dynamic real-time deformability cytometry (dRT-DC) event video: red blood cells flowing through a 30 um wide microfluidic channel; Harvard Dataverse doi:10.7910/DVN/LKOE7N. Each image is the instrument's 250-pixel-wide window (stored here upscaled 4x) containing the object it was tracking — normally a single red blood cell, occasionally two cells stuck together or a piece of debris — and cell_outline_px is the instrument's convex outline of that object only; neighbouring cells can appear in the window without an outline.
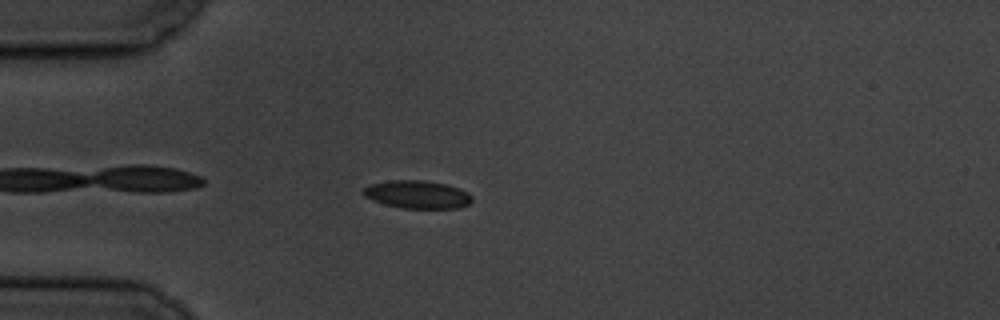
{"species": "common noctule bat (a hibernating species)", "species_latin": "Nyctalus noctula", "temperature_condition": "cold", "stored_images_in_passage": 43, "camera_frame_rate_fps": 3000, "um_per_image_px": 0.085, "animal": {"sex": "male", "body_mass_g": 19.5, "forearm_length_mm": 54.6}, "frame": {"image": 1, "passage_image": 4, "time_ms": 1.0, "image_size_px": [1000, 320], "cell_outline_px": [[472, 200], [468, 204], [456, 208], [404, 208], [384, 204], [372, 200], [364, 196], [364, 188], [372, 184], [388, 180], [424, 180], [448, 184], [460, 188], [468, 192], [472, 196]], "centroid_in_image_um": [35.5, 16.52], "position_along_channel_um": 49.5, "area_um2": 17.69}}
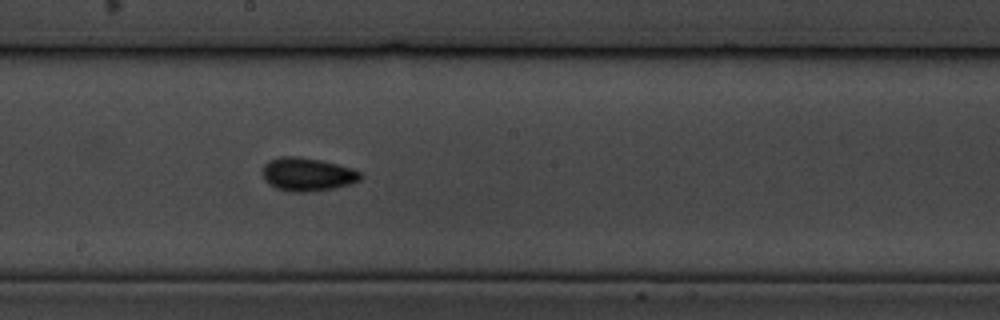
{"frame": {"image": 2, "passage_image": 20, "time_ms": 6.333, "image_size_px": [1000, 320], "cell_outline_px": [[364, 176], [360, 180], [348, 184], [332, 188], [308, 192], [288, 192], [276, 188], [268, 184], [264, 180], [264, 164], [268, 160], [280, 156], [296, 156], [320, 160], [352, 168], [360, 172]], "centroid_in_image_um": [26.11, 14.82], "position_along_channel_um": 222.1, "area_um2": 19.02}}
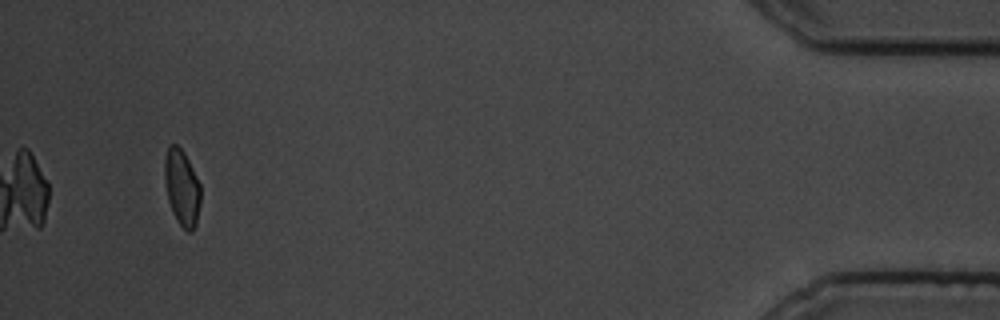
{"frame": {"image": 3, "passage_image": 43, "time_ms": 14.0, "image_size_px": [1000, 320], "cell_outline_px": [[200, 204], [196, 224], [192, 232], [188, 232], [180, 224], [172, 212], [168, 200], [164, 180], [164, 160], [168, 144], [176, 144], [184, 152], [200, 184]], "centroid_in_image_um": [15.44, 15.93], "position_along_channel_um": 419.8, "area_um2": 16.01}, "authors_computed_cell_mechanics": {"area_um2": 17.4556, "velocity_mm_per_s": 3.5034, "shape_relaxation_time_tau1_ms": 3.1733, "shape_relaxation_time_tau2_ms": 6.688, "deformation_change_tau1": 0.0724, "deformation_change_tau2": 0.0796}}